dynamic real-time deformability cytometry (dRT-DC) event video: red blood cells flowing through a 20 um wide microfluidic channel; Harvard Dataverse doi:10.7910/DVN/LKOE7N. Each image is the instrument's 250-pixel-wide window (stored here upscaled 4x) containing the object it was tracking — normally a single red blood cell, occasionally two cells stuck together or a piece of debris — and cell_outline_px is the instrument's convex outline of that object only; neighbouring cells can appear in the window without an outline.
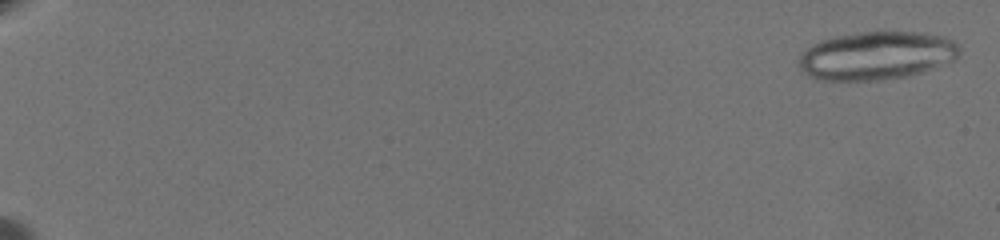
{"species": "common noctule bat (a hibernating species)", "species_latin": "Nyctalus noctula", "temperature_condition": "warm", "stored_images_in_passage": 31, "camera_frame_rate_fps": 3000, "um_per_image_px": 0.085, "animal": {"sex": "female", "body_mass_g": 19.5, "forearm_length_mm": 54.1}, "frame": {"image": 1, "passage_image": 2, "time_ms": 0.333, "image_size_px": [1000, 240], "cell_outline_px": [[960, 52], [956, 60], [908, 76], [880, 80], [820, 80], [808, 76], [800, 68], [800, 56], [808, 48], [820, 40], [836, 36], [860, 32], [924, 32], [944, 36], [952, 40], [960, 48]], "centroid_in_image_um": [74.54, 4.72], "position_along_channel_um": 10.5, "area_um2": 45.03}}